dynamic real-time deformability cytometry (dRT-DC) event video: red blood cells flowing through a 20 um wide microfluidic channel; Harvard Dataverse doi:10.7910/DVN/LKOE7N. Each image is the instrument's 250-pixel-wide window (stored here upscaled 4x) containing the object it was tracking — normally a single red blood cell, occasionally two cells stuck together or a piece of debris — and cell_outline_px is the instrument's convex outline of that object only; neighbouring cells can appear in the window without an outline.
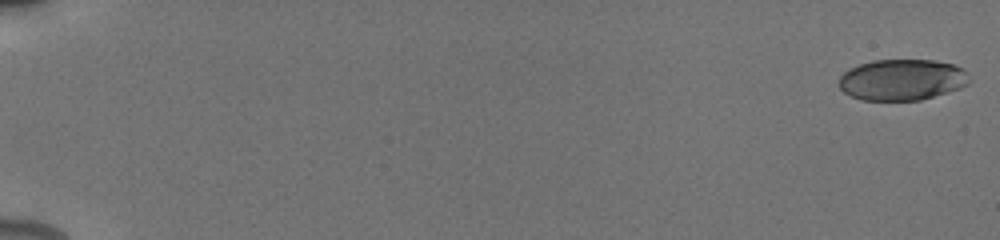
{"species": "human", "species_latin": "Homo sapiens", "temperature_condition": "cold", "stored_images_in_passage": 25, "camera_frame_rate_fps": 3000, "um_per_image_px": 0.085, "donor": {"sex": "male"}, "frame": {"image": 1, "passage_image": 1, "time_ms": 0.0, "image_size_px": [1000, 240], "cell_outline_px": [[968, 84], [960, 88], [948, 92], [920, 100], [860, 100], [844, 92], [836, 84], [840, 76], [848, 68], [872, 60], [932, 60], [952, 64], [964, 68], [968, 80]], "centroid_in_image_um": [76.63, 6.78], "position_along_channel_um": 8.4, "area_um2": 31.33}}
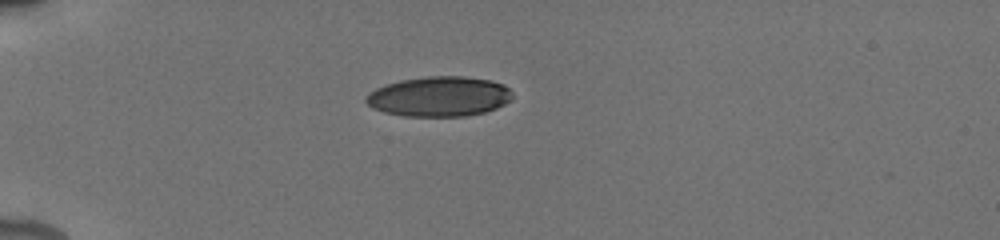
{"frame": {"image": 2, "passage_image": 10, "time_ms": 5.333, "image_size_px": [1000, 240], "cell_outline_px": [[512, 100], [496, 108], [484, 112], [464, 116], [404, 116], [384, 112], [372, 108], [364, 100], [364, 96], [368, 92], [384, 84], [400, 80], [428, 76], [464, 76], [492, 80], [504, 84], [512, 92]], "centroid_in_image_um": [37.31, 8.19], "position_along_channel_um": 47.7, "area_um2": 34.45}}
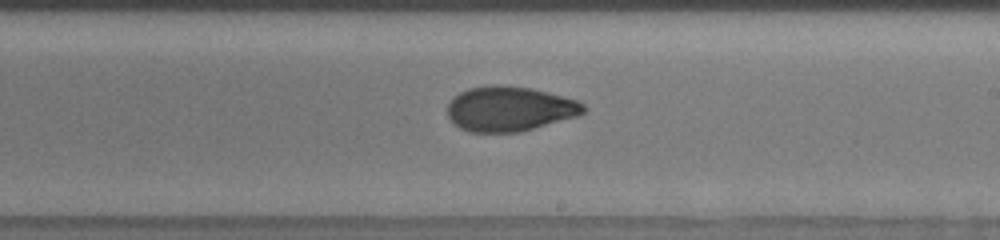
{"frame": {"image": 3, "passage_image": 23, "time_ms": 11.333, "image_size_px": [1000, 240], "cell_outline_px": [[588, 108], [584, 112], [576, 116], [520, 132], [472, 132], [460, 128], [448, 116], [448, 104], [460, 92], [468, 88], [492, 84], [496, 84], [532, 88], [580, 100]], "centroid_in_image_um": [43.35, 9.23], "position_along_channel_um": 245.6, "area_um2": 35.55}}